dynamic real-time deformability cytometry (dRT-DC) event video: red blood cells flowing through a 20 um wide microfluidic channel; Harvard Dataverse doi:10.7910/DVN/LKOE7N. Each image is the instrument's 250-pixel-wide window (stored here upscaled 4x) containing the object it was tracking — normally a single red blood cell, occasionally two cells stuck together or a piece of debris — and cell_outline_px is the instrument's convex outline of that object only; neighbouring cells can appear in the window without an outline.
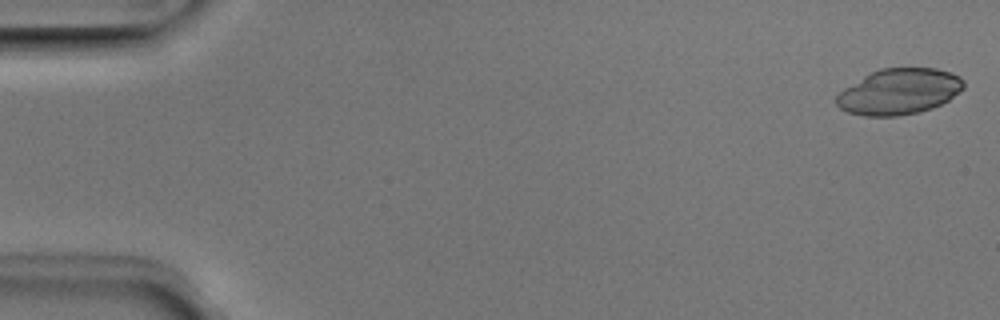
{"species": "Egyptian fruit bat (a non-hibernating species)", "species_latin": "Rousettus aegyptiacus", "temperature_condition": "room temperature", "stored_images_in_passage": 50, "camera_frame_rate_fps": 3000, "um_per_image_px": 0.085, "animal": {"sex": "male"}, "frame": {"image": 1, "passage_image": 1, "time_ms": 0.0, "image_size_px": [1000, 320], "cell_outline_px": [[964, 88], [948, 100], [932, 108], [920, 112], [896, 116], [864, 116], [848, 112], [840, 108], [836, 104], [836, 96], [844, 88], [864, 76], [880, 68], [936, 68], [952, 72], [960, 76], [964, 80]], "centroid_in_image_um": [76.44, 7.78], "position_along_channel_um": 8.6, "area_um2": 33.99}}